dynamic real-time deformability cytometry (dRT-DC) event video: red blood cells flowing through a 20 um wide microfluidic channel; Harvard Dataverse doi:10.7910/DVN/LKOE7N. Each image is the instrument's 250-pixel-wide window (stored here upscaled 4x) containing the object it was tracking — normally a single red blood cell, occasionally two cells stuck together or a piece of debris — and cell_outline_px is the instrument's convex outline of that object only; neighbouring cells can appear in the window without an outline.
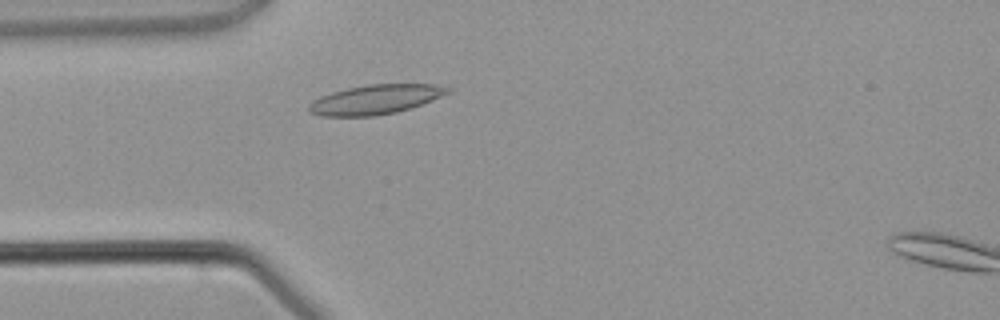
{"species": "common noctule bat (a hibernating species)", "species_latin": "Nyctalus noctula", "temperature_condition": "warm", "stored_images_in_passage": 2, "camera_frame_rate_fps": 3000, "um_per_image_px": 0.085, "animal": {"sex": "male", "body_mass_g": 21.5, "forearm_length_mm": 52.0}, "frame": {"image": 1, "passage_image": 1, "time_ms": 0.0, "image_size_px": [1000, 320], "cell_outline_px": [[452, 92], [412, 108], [396, 112], [376, 116], [320, 116], [308, 112], [308, 104], [312, 100], [320, 96], [332, 92], [348, 88], [368, 84], [432, 84], [452, 88]], "centroid_in_image_um": [31.91, 8.46], "position_along_channel_um": 53.1, "area_um2": 24.04}}